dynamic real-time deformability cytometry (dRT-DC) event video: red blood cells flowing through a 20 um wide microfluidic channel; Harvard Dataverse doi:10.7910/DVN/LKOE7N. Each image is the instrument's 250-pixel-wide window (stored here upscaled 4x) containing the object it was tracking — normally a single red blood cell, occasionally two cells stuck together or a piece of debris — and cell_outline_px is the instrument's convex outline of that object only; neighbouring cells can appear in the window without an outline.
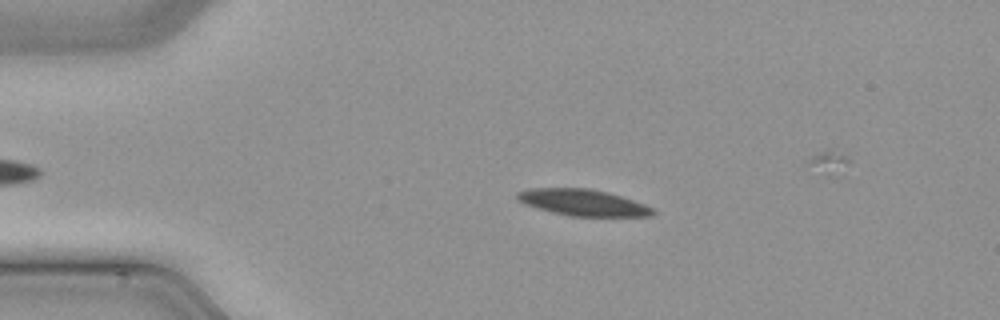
{"species": "common noctule bat (a hibernating species)", "species_latin": "Nyctalus noctula", "temperature_condition": "cold", "stored_images_in_passage": 48, "camera_frame_rate_fps": 3000, "um_per_image_px": 0.085, "animal": {"sex": "male", "body_mass_g": 21.5, "forearm_length_mm": 52.0}, "frame": {"image": 1, "passage_image": 10, "time_ms": 3.0, "image_size_px": [1000, 320], "cell_outline_px": [[656, 212], [652, 216], [568, 216], [536, 208], [524, 204], [516, 200], [516, 192], [528, 188], [588, 188], [608, 192], [644, 204], [652, 208]], "centroid_in_image_um": [49.49, 17.21], "position_along_channel_um": 35.5, "area_um2": 20.92}}
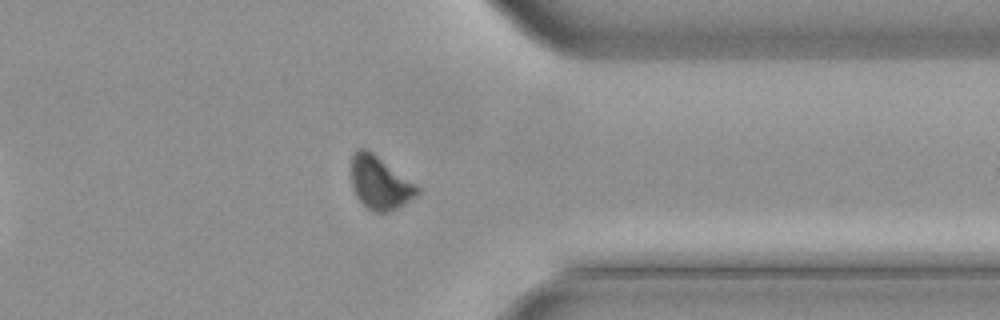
{"frame": {"image": 2, "passage_image": 38, "time_ms": 12.333, "image_size_px": [1000, 320], "cell_outline_px": [[420, 192], [416, 196], [404, 204], [388, 212], [376, 212], [368, 208], [356, 196], [352, 188], [352, 156], [356, 148], [368, 148], [416, 184], [420, 188]], "centroid_in_image_um": [32.29, 15.51], "position_along_channel_um": 379.1, "area_um2": 20.4}}
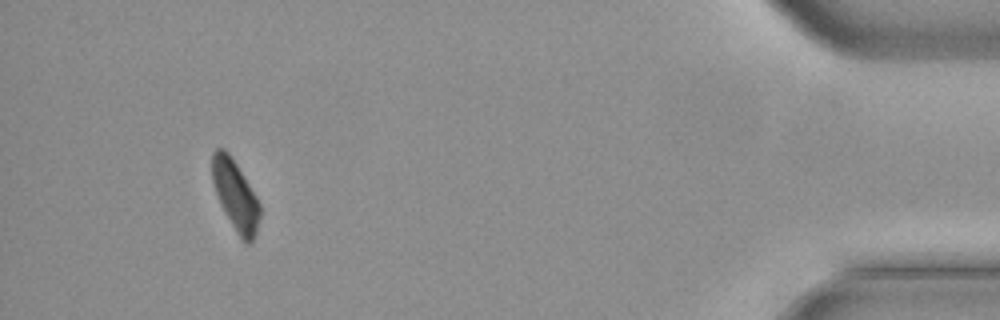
{"frame": {"image": 3, "passage_image": 45, "time_ms": 14.667, "image_size_px": [1000, 320], "cell_outline_px": [[260, 216], [256, 232], [252, 240], [248, 244], [244, 244], [224, 212], [216, 192], [212, 180], [212, 152], [216, 148], [224, 148], [228, 152], [236, 164], [256, 196], [260, 204]], "centroid_in_image_um": [20.01, 16.61], "position_along_channel_um": 415.2, "area_um2": 19.19}}